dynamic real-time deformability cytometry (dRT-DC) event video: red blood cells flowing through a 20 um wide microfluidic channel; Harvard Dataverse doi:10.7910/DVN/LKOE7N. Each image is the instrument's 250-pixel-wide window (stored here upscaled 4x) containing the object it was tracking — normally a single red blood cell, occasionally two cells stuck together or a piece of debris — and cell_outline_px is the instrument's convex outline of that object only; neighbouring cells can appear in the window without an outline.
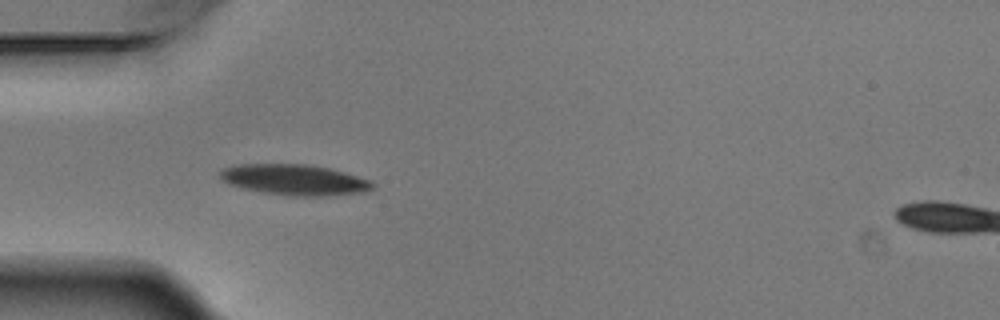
{"species": "Egyptian fruit bat (a non-hibernating species)", "species_latin": "Rousettus aegyptiacus", "temperature_condition": "warm", "stored_images_in_passage": 3, "camera_frame_rate_fps": 3000, "um_per_image_px": 0.085, "animal": {"sex": "male"}, "frame": {"image": 1, "passage_image": 2, "time_ms": 0.333, "image_size_px": [1000, 320], "cell_outline_px": [[376, 184], [372, 188], [364, 192], [328, 196], [288, 196], [260, 192], [240, 188], [228, 184], [220, 180], [216, 172], [224, 168], [240, 164], [308, 164], [328, 168], [344, 172], [368, 180]], "centroid_in_image_um": [24.95, 15.29], "position_along_channel_um": 60.0, "area_um2": 27.63}}
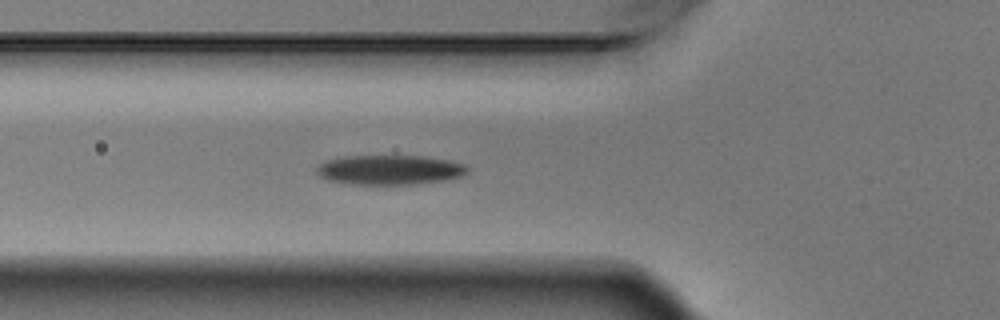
{"frame": {"image": 2, "passage_image": 3, "time_ms": 0.667, "image_size_px": [1000, 320], "cell_outline_px": [[468, 172], [464, 176], [444, 180], [420, 184], [352, 184], [328, 180], [320, 176], [316, 172], [316, 168], [320, 164], [328, 160], [344, 156], [424, 156], [448, 160], [464, 164], [468, 168]], "centroid_in_image_um": [33.15, 14.44], "position_along_channel_um": 92.6, "area_um2": 26.07}}